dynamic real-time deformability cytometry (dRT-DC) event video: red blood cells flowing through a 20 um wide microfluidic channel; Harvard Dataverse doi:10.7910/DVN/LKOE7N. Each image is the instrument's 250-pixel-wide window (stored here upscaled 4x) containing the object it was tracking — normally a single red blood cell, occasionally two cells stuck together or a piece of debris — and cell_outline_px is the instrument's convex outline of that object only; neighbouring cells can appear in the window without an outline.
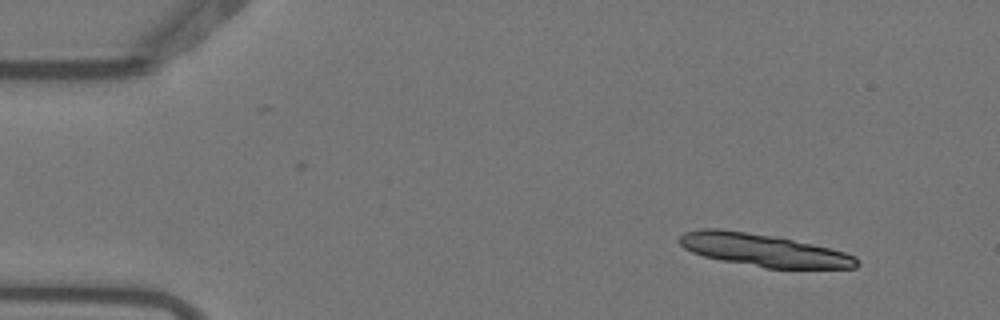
{"species": "Egyptian fruit bat (a non-hibernating species)", "species_latin": "Rousettus aegyptiacus", "temperature_condition": "warm", "stored_images_in_passage": 4, "camera_frame_rate_fps": 3000, "um_per_image_px": 0.085, "animal": {"sex": "female"}, "frame": {"image": 1, "passage_image": 1, "time_ms": 0.0, "image_size_px": [1000, 320], "cell_outline_px": [[860, 264], [856, 268], [764, 268], [704, 256], [692, 252], [684, 248], [676, 240], [684, 232], [700, 228], [720, 228], [776, 236], [812, 244], [844, 252], [856, 256]], "centroid_in_image_um": [64.87, 21.25], "position_along_channel_um": 20.1, "area_um2": 33.64}}